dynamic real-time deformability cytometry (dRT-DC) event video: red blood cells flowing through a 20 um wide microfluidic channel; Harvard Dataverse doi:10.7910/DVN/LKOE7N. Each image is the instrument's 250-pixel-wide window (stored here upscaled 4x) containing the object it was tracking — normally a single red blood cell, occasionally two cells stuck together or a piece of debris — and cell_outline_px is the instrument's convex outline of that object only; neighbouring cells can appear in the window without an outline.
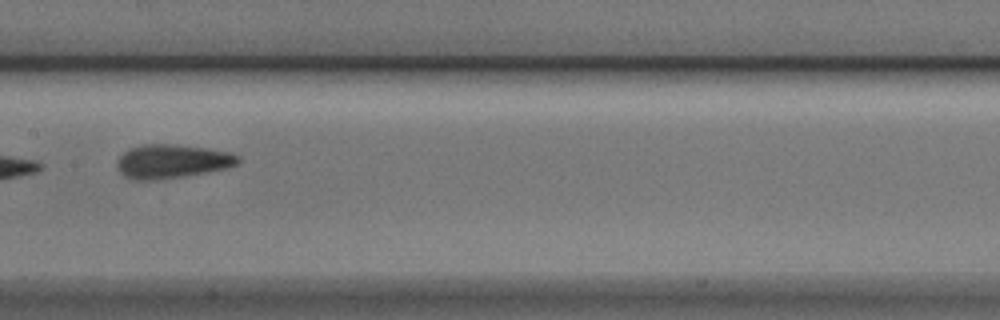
{"species": "Egyptian fruit bat (a non-hibernating species)", "species_latin": "Rousettus aegyptiacus", "temperature_condition": "cold", "stored_images_in_passage": 9, "camera_frame_rate_fps": 3000, "um_per_image_px": 0.085, "animal": {"sex": "male"}, "frame": {"image": 1, "passage_image": 7, "time_ms": 2.0, "image_size_px": [1000, 320], "cell_outline_px": [[240, 160], [236, 164], [228, 168], [184, 176], [152, 180], [132, 180], [124, 176], [120, 172], [116, 164], [120, 156], [128, 148], [144, 144], [176, 144], [204, 148], [228, 152], [240, 156]], "centroid_in_image_um": [14.59, 13.71], "position_along_channel_um": 192.8, "area_um2": 23.81}}
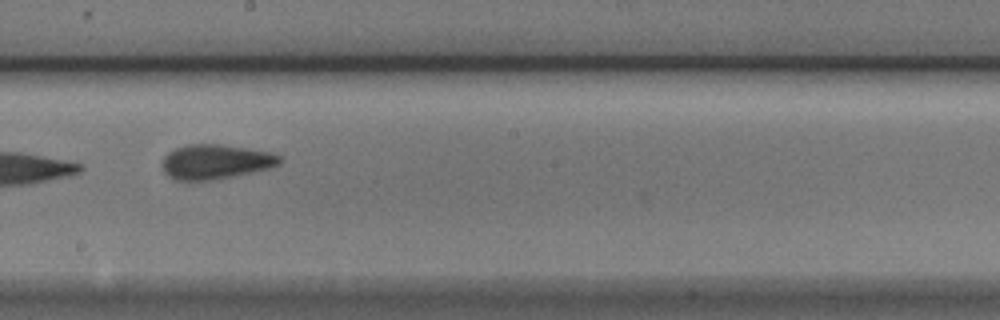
{"frame": {"image": 2, "passage_image": 8, "time_ms": 2.333, "image_size_px": [1000, 320], "cell_outline_px": [[280, 164], [268, 168], [252, 172], [212, 180], [176, 180], [168, 176], [164, 172], [164, 156], [168, 152], [176, 148], [188, 144], [220, 144], [272, 152], [280, 156]], "centroid_in_image_um": [18.32, 13.74], "position_along_channel_um": 229.9, "area_um2": 23.47}}